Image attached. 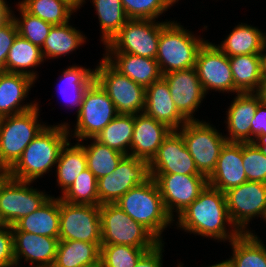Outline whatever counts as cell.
Listing matches in <instances>:
<instances>
[{
	"label": "cell",
	"mask_w": 266,
	"mask_h": 267,
	"mask_svg": "<svg viewBox=\"0 0 266 267\" xmlns=\"http://www.w3.org/2000/svg\"><path fill=\"white\" fill-rule=\"evenodd\" d=\"M149 178L147 161L129 155L125 156L112 173L97 179L99 206L105 203H115L128 190L143 184Z\"/></svg>",
	"instance_id": "14"
},
{
	"label": "cell",
	"mask_w": 266,
	"mask_h": 267,
	"mask_svg": "<svg viewBox=\"0 0 266 267\" xmlns=\"http://www.w3.org/2000/svg\"><path fill=\"white\" fill-rule=\"evenodd\" d=\"M227 210L233 225L241 232L253 218H264L266 213V183L246 181L225 192Z\"/></svg>",
	"instance_id": "13"
},
{
	"label": "cell",
	"mask_w": 266,
	"mask_h": 267,
	"mask_svg": "<svg viewBox=\"0 0 266 267\" xmlns=\"http://www.w3.org/2000/svg\"><path fill=\"white\" fill-rule=\"evenodd\" d=\"M176 109L187 120H196L194 112L206 96L195 67L163 75Z\"/></svg>",
	"instance_id": "18"
},
{
	"label": "cell",
	"mask_w": 266,
	"mask_h": 267,
	"mask_svg": "<svg viewBox=\"0 0 266 267\" xmlns=\"http://www.w3.org/2000/svg\"><path fill=\"white\" fill-rule=\"evenodd\" d=\"M259 135H266V104L258 105L254 118L251 120V142Z\"/></svg>",
	"instance_id": "47"
},
{
	"label": "cell",
	"mask_w": 266,
	"mask_h": 267,
	"mask_svg": "<svg viewBox=\"0 0 266 267\" xmlns=\"http://www.w3.org/2000/svg\"><path fill=\"white\" fill-rule=\"evenodd\" d=\"M66 1L71 3L76 9H80V6L82 7V4L85 3V0H66Z\"/></svg>",
	"instance_id": "52"
},
{
	"label": "cell",
	"mask_w": 266,
	"mask_h": 267,
	"mask_svg": "<svg viewBox=\"0 0 266 267\" xmlns=\"http://www.w3.org/2000/svg\"><path fill=\"white\" fill-rule=\"evenodd\" d=\"M172 6L174 3L178 2V0H167Z\"/></svg>",
	"instance_id": "57"
},
{
	"label": "cell",
	"mask_w": 266,
	"mask_h": 267,
	"mask_svg": "<svg viewBox=\"0 0 266 267\" xmlns=\"http://www.w3.org/2000/svg\"><path fill=\"white\" fill-rule=\"evenodd\" d=\"M13 18V11L8 7L6 0H0V25Z\"/></svg>",
	"instance_id": "48"
},
{
	"label": "cell",
	"mask_w": 266,
	"mask_h": 267,
	"mask_svg": "<svg viewBox=\"0 0 266 267\" xmlns=\"http://www.w3.org/2000/svg\"><path fill=\"white\" fill-rule=\"evenodd\" d=\"M70 125L45 126L24 149L18 161L7 171L11 178L34 182L55 167L61 149L70 140Z\"/></svg>",
	"instance_id": "2"
},
{
	"label": "cell",
	"mask_w": 266,
	"mask_h": 267,
	"mask_svg": "<svg viewBox=\"0 0 266 267\" xmlns=\"http://www.w3.org/2000/svg\"><path fill=\"white\" fill-rule=\"evenodd\" d=\"M17 7L21 17L17 18L13 13V19L16 22L18 34L41 48L53 24L28 13L19 3Z\"/></svg>",
	"instance_id": "40"
},
{
	"label": "cell",
	"mask_w": 266,
	"mask_h": 267,
	"mask_svg": "<svg viewBox=\"0 0 266 267\" xmlns=\"http://www.w3.org/2000/svg\"><path fill=\"white\" fill-rule=\"evenodd\" d=\"M247 181L242 161V143L226 142L212 174L207 178L208 185L223 193Z\"/></svg>",
	"instance_id": "21"
},
{
	"label": "cell",
	"mask_w": 266,
	"mask_h": 267,
	"mask_svg": "<svg viewBox=\"0 0 266 267\" xmlns=\"http://www.w3.org/2000/svg\"><path fill=\"white\" fill-rule=\"evenodd\" d=\"M256 94L259 96L260 101L263 104H266V80L261 81V84L259 85Z\"/></svg>",
	"instance_id": "50"
},
{
	"label": "cell",
	"mask_w": 266,
	"mask_h": 267,
	"mask_svg": "<svg viewBox=\"0 0 266 267\" xmlns=\"http://www.w3.org/2000/svg\"><path fill=\"white\" fill-rule=\"evenodd\" d=\"M192 34L174 20L162 28L156 60L163 75L195 67L198 51L207 40Z\"/></svg>",
	"instance_id": "4"
},
{
	"label": "cell",
	"mask_w": 266,
	"mask_h": 267,
	"mask_svg": "<svg viewBox=\"0 0 266 267\" xmlns=\"http://www.w3.org/2000/svg\"><path fill=\"white\" fill-rule=\"evenodd\" d=\"M208 267H231V266L227 260H225V261L223 260L222 262H220L218 264L216 263V264H213V265L208 266Z\"/></svg>",
	"instance_id": "53"
},
{
	"label": "cell",
	"mask_w": 266,
	"mask_h": 267,
	"mask_svg": "<svg viewBox=\"0 0 266 267\" xmlns=\"http://www.w3.org/2000/svg\"><path fill=\"white\" fill-rule=\"evenodd\" d=\"M59 198L70 204L99 205L95 175L86 168Z\"/></svg>",
	"instance_id": "39"
},
{
	"label": "cell",
	"mask_w": 266,
	"mask_h": 267,
	"mask_svg": "<svg viewBox=\"0 0 266 267\" xmlns=\"http://www.w3.org/2000/svg\"><path fill=\"white\" fill-rule=\"evenodd\" d=\"M59 240L101 244L100 206L70 204L60 199Z\"/></svg>",
	"instance_id": "12"
},
{
	"label": "cell",
	"mask_w": 266,
	"mask_h": 267,
	"mask_svg": "<svg viewBox=\"0 0 266 267\" xmlns=\"http://www.w3.org/2000/svg\"><path fill=\"white\" fill-rule=\"evenodd\" d=\"M262 80H266V55H262Z\"/></svg>",
	"instance_id": "51"
},
{
	"label": "cell",
	"mask_w": 266,
	"mask_h": 267,
	"mask_svg": "<svg viewBox=\"0 0 266 267\" xmlns=\"http://www.w3.org/2000/svg\"><path fill=\"white\" fill-rule=\"evenodd\" d=\"M103 58L119 73L145 88L163 77L156 59L130 53H105Z\"/></svg>",
	"instance_id": "25"
},
{
	"label": "cell",
	"mask_w": 266,
	"mask_h": 267,
	"mask_svg": "<svg viewBox=\"0 0 266 267\" xmlns=\"http://www.w3.org/2000/svg\"><path fill=\"white\" fill-rule=\"evenodd\" d=\"M17 35L18 28L13 18L0 25V71H5L8 52Z\"/></svg>",
	"instance_id": "45"
},
{
	"label": "cell",
	"mask_w": 266,
	"mask_h": 267,
	"mask_svg": "<svg viewBox=\"0 0 266 267\" xmlns=\"http://www.w3.org/2000/svg\"><path fill=\"white\" fill-rule=\"evenodd\" d=\"M195 68L205 94L209 90L236 93L229 57L208 40L199 49Z\"/></svg>",
	"instance_id": "16"
},
{
	"label": "cell",
	"mask_w": 266,
	"mask_h": 267,
	"mask_svg": "<svg viewBox=\"0 0 266 267\" xmlns=\"http://www.w3.org/2000/svg\"><path fill=\"white\" fill-rule=\"evenodd\" d=\"M101 245L154 248L160 241L115 203L100 205Z\"/></svg>",
	"instance_id": "5"
},
{
	"label": "cell",
	"mask_w": 266,
	"mask_h": 267,
	"mask_svg": "<svg viewBox=\"0 0 266 267\" xmlns=\"http://www.w3.org/2000/svg\"><path fill=\"white\" fill-rule=\"evenodd\" d=\"M73 137L78 142L95 138L117 115L107 92L94 80L84 91Z\"/></svg>",
	"instance_id": "8"
},
{
	"label": "cell",
	"mask_w": 266,
	"mask_h": 267,
	"mask_svg": "<svg viewBox=\"0 0 266 267\" xmlns=\"http://www.w3.org/2000/svg\"><path fill=\"white\" fill-rule=\"evenodd\" d=\"M144 113L172 130L180 129L187 122L176 109L168 83L163 77L146 87Z\"/></svg>",
	"instance_id": "24"
},
{
	"label": "cell",
	"mask_w": 266,
	"mask_h": 267,
	"mask_svg": "<svg viewBox=\"0 0 266 267\" xmlns=\"http://www.w3.org/2000/svg\"><path fill=\"white\" fill-rule=\"evenodd\" d=\"M89 145L78 142L85 150L87 168L99 179L112 173L119 162L126 156L106 145L101 144L95 138Z\"/></svg>",
	"instance_id": "37"
},
{
	"label": "cell",
	"mask_w": 266,
	"mask_h": 267,
	"mask_svg": "<svg viewBox=\"0 0 266 267\" xmlns=\"http://www.w3.org/2000/svg\"><path fill=\"white\" fill-rule=\"evenodd\" d=\"M34 83L35 80L28 75L0 71V113L3 117L23 113L39 105L36 101L22 103Z\"/></svg>",
	"instance_id": "23"
},
{
	"label": "cell",
	"mask_w": 266,
	"mask_h": 267,
	"mask_svg": "<svg viewBox=\"0 0 266 267\" xmlns=\"http://www.w3.org/2000/svg\"><path fill=\"white\" fill-rule=\"evenodd\" d=\"M230 244L233 253L227 261L231 267H266V246L253 231L240 233Z\"/></svg>",
	"instance_id": "29"
},
{
	"label": "cell",
	"mask_w": 266,
	"mask_h": 267,
	"mask_svg": "<svg viewBox=\"0 0 266 267\" xmlns=\"http://www.w3.org/2000/svg\"><path fill=\"white\" fill-rule=\"evenodd\" d=\"M266 33H263V52L262 55H266Z\"/></svg>",
	"instance_id": "54"
},
{
	"label": "cell",
	"mask_w": 266,
	"mask_h": 267,
	"mask_svg": "<svg viewBox=\"0 0 266 267\" xmlns=\"http://www.w3.org/2000/svg\"><path fill=\"white\" fill-rule=\"evenodd\" d=\"M253 143L266 155V135H259L253 140Z\"/></svg>",
	"instance_id": "49"
},
{
	"label": "cell",
	"mask_w": 266,
	"mask_h": 267,
	"mask_svg": "<svg viewBox=\"0 0 266 267\" xmlns=\"http://www.w3.org/2000/svg\"><path fill=\"white\" fill-rule=\"evenodd\" d=\"M101 244L59 240L52 267H83L100 263Z\"/></svg>",
	"instance_id": "27"
},
{
	"label": "cell",
	"mask_w": 266,
	"mask_h": 267,
	"mask_svg": "<svg viewBox=\"0 0 266 267\" xmlns=\"http://www.w3.org/2000/svg\"><path fill=\"white\" fill-rule=\"evenodd\" d=\"M14 244V258L16 267L20 266L22 257L25 262L34 264L32 267H52L59 239L28 233L12 231ZM37 263V264H36ZM36 264V265H35Z\"/></svg>",
	"instance_id": "19"
},
{
	"label": "cell",
	"mask_w": 266,
	"mask_h": 267,
	"mask_svg": "<svg viewBox=\"0 0 266 267\" xmlns=\"http://www.w3.org/2000/svg\"><path fill=\"white\" fill-rule=\"evenodd\" d=\"M115 204L160 242H164L161 235L174 219L167 213L158 185L152 177L128 190Z\"/></svg>",
	"instance_id": "3"
},
{
	"label": "cell",
	"mask_w": 266,
	"mask_h": 267,
	"mask_svg": "<svg viewBox=\"0 0 266 267\" xmlns=\"http://www.w3.org/2000/svg\"><path fill=\"white\" fill-rule=\"evenodd\" d=\"M43 61L41 48L18 34L8 52L5 72L25 74L36 80L37 72L29 69L36 68Z\"/></svg>",
	"instance_id": "31"
},
{
	"label": "cell",
	"mask_w": 266,
	"mask_h": 267,
	"mask_svg": "<svg viewBox=\"0 0 266 267\" xmlns=\"http://www.w3.org/2000/svg\"><path fill=\"white\" fill-rule=\"evenodd\" d=\"M39 106L23 113L4 116L0 123V168L8 171L24 149L46 126L39 123Z\"/></svg>",
	"instance_id": "6"
},
{
	"label": "cell",
	"mask_w": 266,
	"mask_h": 267,
	"mask_svg": "<svg viewBox=\"0 0 266 267\" xmlns=\"http://www.w3.org/2000/svg\"><path fill=\"white\" fill-rule=\"evenodd\" d=\"M7 175V172L4 170L0 171V181Z\"/></svg>",
	"instance_id": "55"
},
{
	"label": "cell",
	"mask_w": 266,
	"mask_h": 267,
	"mask_svg": "<svg viewBox=\"0 0 266 267\" xmlns=\"http://www.w3.org/2000/svg\"><path fill=\"white\" fill-rule=\"evenodd\" d=\"M133 130L134 115L118 114L95 139L127 156L130 154Z\"/></svg>",
	"instance_id": "35"
},
{
	"label": "cell",
	"mask_w": 266,
	"mask_h": 267,
	"mask_svg": "<svg viewBox=\"0 0 266 267\" xmlns=\"http://www.w3.org/2000/svg\"><path fill=\"white\" fill-rule=\"evenodd\" d=\"M97 11L102 39L106 45L129 20L121 0H92Z\"/></svg>",
	"instance_id": "36"
},
{
	"label": "cell",
	"mask_w": 266,
	"mask_h": 267,
	"mask_svg": "<svg viewBox=\"0 0 266 267\" xmlns=\"http://www.w3.org/2000/svg\"><path fill=\"white\" fill-rule=\"evenodd\" d=\"M129 19L156 20L172 5L167 0H121Z\"/></svg>",
	"instance_id": "42"
},
{
	"label": "cell",
	"mask_w": 266,
	"mask_h": 267,
	"mask_svg": "<svg viewBox=\"0 0 266 267\" xmlns=\"http://www.w3.org/2000/svg\"><path fill=\"white\" fill-rule=\"evenodd\" d=\"M32 182L6 175L0 181V221L13 226L44 204L51 196L30 187Z\"/></svg>",
	"instance_id": "11"
},
{
	"label": "cell",
	"mask_w": 266,
	"mask_h": 267,
	"mask_svg": "<svg viewBox=\"0 0 266 267\" xmlns=\"http://www.w3.org/2000/svg\"><path fill=\"white\" fill-rule=\"evenodd\" d=\"M86 168L87 159L84 148L78 142L72 146L68 141L61 149L56 163L57 185L62 188V194Z\"/></svg>",
	"instance_id": "34"
},
{
	"label": "cell",
	"mask_w": 266,
	"mask_h": 267,
	"mask_svg": "<svg viewBox=\"0 0 266 267\" xmlns=\"http://www.w3.org/2000/svg\"><path fill=\"white\" fill-rule=\"evenodd\" d=\"M164 243L160 242L153 249L146 251L137 261L135 267H162ZM163 251V252H162Z\"/></svg>",
	"instance_id": "46"
},
{
	"label": "cell",
	"mask_w": 266,
	"mask_h": 267,
	"mask_svg": "<svg viewBox=\"0 0 266 267\" xmlns=\"http://www.w3.org/2000/svg\"><path fill=\"white\" fill-rule=\"evenodd\" d=\"M2 120H3V116H2V114L0 113V123L2 122Z\"/></svg>",
	"instance_id": "58"
},
{
	"label": "cell",
	"mask_w": 266,
	"mask_h": 267,
	"mask_svg": "<svg viewBox=\"0 0 266 267\" xmlns=\"http://www.w3.org/2000/svg\"><path fill=\"white\" fill-rule=\"evenodd\" d=\"M218 131L210 123L199 119L187 121L178 129L198 172L206 178L214 171L220 151L227 142Z\"/></svg>",
	"instance_id": "7"
},
{
	"label": "cell",
	"mask_w": 266,
	"mask_h": 267,
	"mask_svg": "<svg viewBox=\"0 0 266 267\" xmlns=\"http://www.w3.org/2000/svg\"><path fill=\"white\" fill-rule=\"evenodd\" d=\"M19 4L30 14L53 25L70 21L77 9L66 0H22Z\"/></svg>",
	"instance_id": "38"
},
{
	"label": "cell",
	"mask_w": 266,
	"mask_h": 267,
	"mask_svg": "<svg viewBox=\"0 0 266 267\" xmlns=\"http://www.w3.org/2000/svg\"><path fill=\"white\" fill-rule=\"evenodd\" d=\"M67 22L62 25H53L49 35L41 47L43 59L58 58L75 51L83 43L86 42L87 37L75 29Z\"/></svg>",
	"instance_id": "32"
},
{
	"label": "cell",
	"mask_w": 266,
	"mask_h": 267,
	"mask_svg": "<svg viewBox=\"0 0 266 267\" xmlns=\"http://www.w3.org/2000/svg\"><path fill=\"white\" fill-rule=\"evenodd\" d=\"M94 70L95 80L107 92L118 114L136 115L144 112V86L119 73L104 58Z\"/></svg>",
	"instance_id": "10"
},
{
	"label": "cell",
	"mask_w": 266,
	"mask_h": 267,
	"mask_svg": "<svg viewBox=\"0 0 266 267\" xmlns=\"http://www.w3.org/2000/svg\"><path fill=\"white\" fill-rule=\"evenodd\" d=\"M242 161L247 181L266 183V155L253 143H242Z\"/></svg>",
	"instance_id": "43"
},
{
	"label": "cell",
	"mask_w": 266,
	"mask_h": 267,
	"mask_svg": "<svg viewBox=\"0 0 266 267\" xmlns=\"http://www.w3.org/2000/svg\"><path fill=\"white\" fill-rule=\"evenodd\" d=\"M60 198L51 196L29 215L18 220L12 231H25L59 239Z\"/></svg>",
	"instance_id": "26"
},
{
	"label": "cell",
	"mask_w": 266,
	"mask_h": 267,
	"mask_svg": "<svg viewBox=\"0 0 266 267\" xmlns=\"http://www.w3.org/2000/svg\"><path fill=\"white\" fill-rule=\"evenodd\" d=\"M0 267H16L12 226H0Z\"/></svg>",
	"instance_id": "44"
},
{
	"label": "cell",
	"mask_w": 266,
	"mask_h": 267,
	"mask_svg": "<svg viewBox=\"0 0 266 267\" xmlns=\"http://www.w3.org/2000/svg\"><path fill=\"white\" fill-rule=\"evenodd\" d=\"M171 131L172 129L166 124L147 116L144 112L134 115L129 156L149 163Z\"/></svg>",
	"instance_id": "20"
},
{
	"label": "cell",
	"mask_w": 266,
	"mask_h": 267,
	"mask_svg": "<svg viewBox=\"0 0 266 267\" xmlns=\"http://www.w3.org/2000/svg\"><path fill=\"white\" fill-rule=\"evenodd\" d=\"M261 103L256 93H238L230 104L227 112V142H251V120L254 118L258 105Z\"/></svg>",
	"instance_id": "22"
},
{
	"label": "cell",
	"mask_w": 266,
	"mask_h": 267,
	"mask_svg": "<svg viewBox=\"0 0 266 267\" xmlns=\"http://www.w3.org/2000/svg\"><path fill=\"white\" fill-rule=\"evenodd\" d=\"M236 95L256 93L262 81V54L229 57Z\"/></svg>",
	"instance_id": "28"
},
{
	"label": "cell",
	"mask_w": 266,
	"mask_h": 267,
	"mask_svg": "<svg viewBox=\"0 0 266 267\" xmlns=\"http://www.w3.org/2000/svg\"><path fill=\"white\" fill-rule=\"evenodd\" d=\"M95 80V70L83 66H69L60 76L59 94L62 95L67 106L78 108L81 105L82 96L86 88Z\"/></svg>",
	"instance_id": "33"
},
{
	"label": "cell",
	"mask_w": 266,
	"mask_h": 267,
	"mask_svg": "<svg viewBox=\"0 0 266 267\" xmlns=\"http://www.w3.org/2000/svg\"><path fill=\"white\" fill-rule=\"evenodd\" d=\"M148 164L150 174L202 175L178 130H172L168 134Z\"/></svg>",
	"instance_id": "17"
},
{
	"label": "cell",
	"mask_w": 266,
	"mask_h": 267,
	"mask_svg": "<svg viewBox=\"0 0 266 267\" xmlns=\"http://www.w3.org/2000/svg\"><path fill=\"white\" fill-rule=\"evenodd\" d=\"M228 57L235 55L262 54L263 33L248 24H238L221 44L216 45Z\"/></svg>",
	"instance_id": "30"
},
{
	"label": "cell",
	"mask_w": 266,
	"mask_h": 267,
	"mask_svg": "<svg viewBox=\"0 0 266 267\" xmlns=\"http://www.w3.org/2000/svg\"><path fill=\"white\" fill-rule=\"evenodd\" d=\"M150 177L156 181L164 207L172 219L173 212L179 215L208 184L204 175L150 174Z\"/></svg>",
	"instance_id": "15"
},
{
	"label": "cell",
	"mask_w": 266,
	"mask_h": 267,
	"mask_svg": "<svg viewBox=\"0 0 266 267\" xmlns=\"http://www.w3.org/2000/svg\"><path fill=\"white\" fill-rule=\"evenodd\" d=\"M176 216L178 220L175 225L191 234L230 242L241 233L230 220L225 193L208 184L199 196ZM227 224L232 228L228 229L229 231Z\"/></svg>",
	"instance_id": "1"
},
{
	"label": "cell",
	"mask_w": 266,
	"mask_h": 267,
	"mask_svg": "<svg viewBox=\"0 0 266 267\" xmlns=\"http://www.w3.org/2000/svg\"><path fill=\"white\" fill-rule=\"evenodd\" d=\"M83 267H102L101 263L98 264H93V265H88V266H83Z\"/></svg>",
	"instance_id": "56"
},
{
	"label": "cell",
	"mask_w": 266,
	"mask_h": 267,
	"mask_svg": "<svg viewBox=\"0 0 266 267\" xmlns=\"http://www.w3.org/2000/svg\"><path fill=\"white\" fill-rule=\"evenodd\" d=\"M168 22L129 19L105 45L106 53H130L156 59L160 33Z\"/></svg>",
	"instance_id": "9"
},
{
	"label": "cell",
	"mask_w": 266,
	"mask_h": 267,
	"mask_svg": "<svg viewBox=\"0 0 266 267\" xmlns=\"http://www.w3.org/2000/svg\"><path fill=\"white\" fill-rule=\"evenodd\" d=\"M153 248H138L128 245H101L102 267H135L139 258Z\"/></svg>",
	"instance_id": "41"
}]
</instances>
